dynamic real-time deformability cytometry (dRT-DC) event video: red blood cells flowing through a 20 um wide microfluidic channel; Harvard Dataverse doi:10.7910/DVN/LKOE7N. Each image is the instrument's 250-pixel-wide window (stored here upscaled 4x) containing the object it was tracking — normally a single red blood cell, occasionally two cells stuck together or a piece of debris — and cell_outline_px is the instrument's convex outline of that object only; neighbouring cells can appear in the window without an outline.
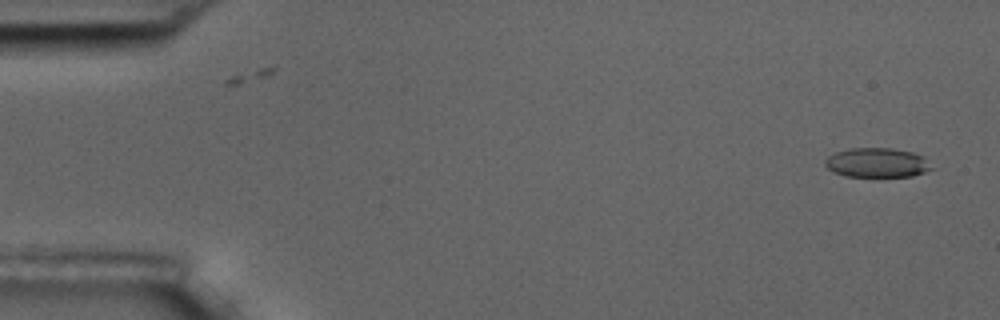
{"species": "common noctule bat (a hibernating species)", "species_latin": "Nyctalus noctula", "temperature_condition": "room temperature", "stored_images_in_passage": 11, "camera_frame_rate_fps": 3000, "um_per_image_px": 0.085, "animal": {"sex": "male", "body_mass_g": 17.5, "forearm_length_mm": 52.3}, "frame": {"image": 1, "passage_image": 1, "time_ms": 0.0, "image_size_px": [1000, 320], "cell_outline_px": [[932, 168], [924, 172], [912, 176], [844, 176], [832, 172], [824, 164], [824, 160], [828, 156], [836, 152], [852, 148], [892, 148], [912, 152], [920, 156]], "centroid_in_image_um": [74.46, 13.83], "position_along_channel_um": 10.5, "area_um2": 17.98}}
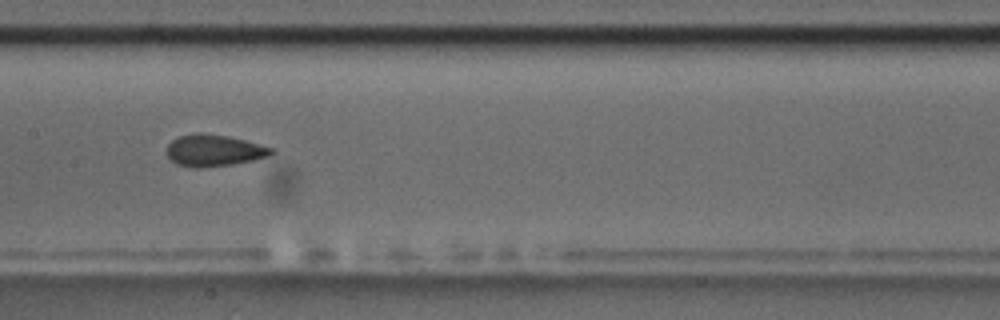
{"frame": {"image": 2, "passage_image": 8, "time_ms": 8.667, "image_size_px": [1000, 320], "cell_outline_px": [[276, 152], [268, 156], [252, 160], [232, 164], [200, 168], [192, 168], [176, 164], [164, 152], [168, 144], [172, 140], [180, 136], [200, 132], [228, 136], [276, 148]], "centroid_in_image_um": [18.18, 12.79], "position_along_channel_um": 189.2, "area_um2": 19.48}}
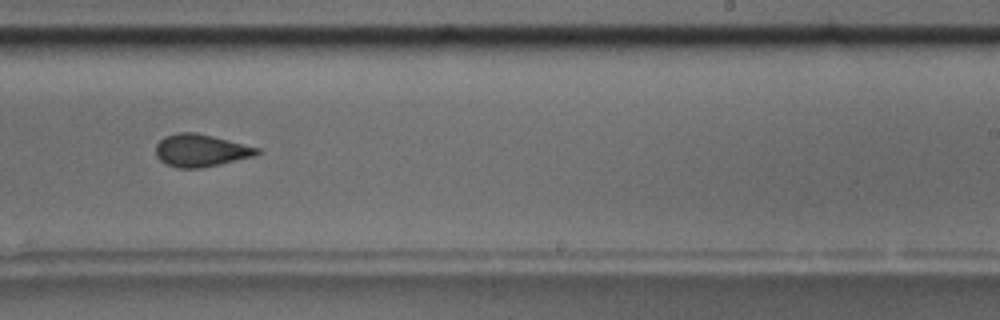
{"frame": {"image": 3, "passage_image": 10, "time_ms": 11.0, "image_size_px": [1000, 320], "cell_outline_px": [[260, 152], [256, 156], [220, 164], [200, 168], [176, 168], [160, 160], [156, 156], [156, 144], [164, 136], [180, 132], [196, 132], [260, 148]], "centroid_in_image_um": [17.07, 12.79], "position_along_channel_um": 271.9, "area_um2": 19.13}}